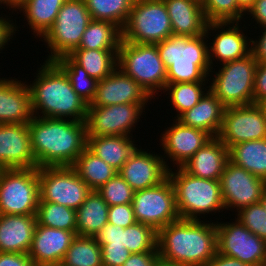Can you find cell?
I'll use <instances>...</instances> for the list:
<instances>
[{
    "mask_svg": "<svg viewBox=\"0 0 266 266\" xmlns=\"http://www.w3.org/2000/svg\"><path fill=\"white\" fill-rule=\"evenodd\" d=\"M36 75L33 83L27 84L33 116L85 122L88 103L73 90L67 75L54 61L43 62Z\"/></svg>",
    "mask_w": 266,
    "mask_h": 266,
    "instance_id": "obj_3",
    "label": "cell"
},
{
    "mask_svg": "<svg viewBox=\"0 0 266 266\" xmlns=\"http://www.w3.org/2000/svg\"><path fill=\"white\" fill-rule=\"evenodd\" d=\"M117 68L133 78L153 99L167 84V69L156 44L129 43L121 40ZM158 90V91H157Z\"/></svg>",
    "mask_w": 266,
    "mask_h": 266,
    "instance_id": "obj_6",
    "label": "cell"
},
{
    "mask_svg": "<svg viewBox=\"0 0 266 266\" xmlns=\"http://www.w3.org/2000/svg\"><path fill=\"white\" fill-rule=\"evenodd\" d=\"M208 22L244 21L245 13L235 0H201Z\"/></svg>",
    "mask_w": 266,
    "mask_h": 266,
    "instance_id": "obj_41",
    "label": "cell"
},
{
    "mask_svg": "<svg viewBox=\"0 0 266 266\" xmlns=\"http://www.w3.org/2000/svg\"><path fill=\"white\" fill-rule=\"evenodd\" d=\"M259 105H260V107H261V109H262V113H263V115H264V119H265V126H266V102L261 103V104H259Z\"/></svg>",
    "mask_w": 266,
    "mask_h": 266,
    "instance_id": "obj_58",
    "label": "cell"
},
{
    "mask_svg": "<svg viewBox=\"0 0 266 266\" xmlns=\"http://www.w3.org/2000/svg\"><path fill=\"white\" fill-rule=\"evenodd\" d=\"M26 0H1V4L5 5L9 11L13 9L16 10L23 2ZM11 8V9H10Z\"/></svg>",
    "mask_w": 266,
    "mask_h": 266,
    "instance_id": "obj_54",
    "label": "cell"
},
{
    "mask_svg": "<svg viewBox=\"0 0 266 266\" xmlns=\"http://www.w3.org/2000/svg\"><path fill=\"white\" fill-rule=\"evenodd\" d=\"M261 36L259 38H251V50L250 53L253 55V58L257 63L266 62V26L260 28ZM263 30V31H262Z\"/></svg>",
    "mask_w": 266,
    "mask_h": 266,
    "instance_id": "obj_51",
    "label": "cell"
},
{
    "mask_svg": "<svg viewBox=\"0 0 266 266\" xmlns=\"http://www.w3.org/2000/svg\"><path fill=\"white\" fill-rule=\"evenodd\" d=\"M256 60L250 53L244 58L226 62L219 67L218 72L212 68L209 77L213 78L209 90L225 107L253 104L254 80L257 66ZM213 72V73H212Z\"/></svg>",
    "mask_w": 266,
    "mask_h": 266,
    "instance_id": "obj_7",
    "label": "cell"
},
{
    "mask_svg": "<svg viewBox=\"0 0 266 266\" xmlns=\"http://www.w3.org/2000/svg\"><path fill=\"white\" fill-rule=\"evenodd\" d=\"M36 221L55 229H64L76 234V210L53 202L39 201Z\"/></svg>",
    "mask_w": 266,
    "mask_h": 266,
    "instance_id": "obj_37",
    "label": "cell"
},
{
    "mask_svg": "<svg viewBox=\"0 0 266 266\" xmlns=\"http://www.w3.org/2000/svg\"><path fill=\"white\" fill-rule=\"evenodd\" d=\"M91 20L85 0H66L52 27L42 37L50 50L44 61H55L78 48Z\"/></svg>",
    "mask_w": 266,
    "mask_h": 266,
    "instance_id": "obj_8",
    "label": "cell"
},
{
    "mask_svg": "<svg viewBox=\"0 0 266 266\" xmlns=\"http://www.w3.org/2000/svg\"><path fill=\"white\" fill-rule=\"evenodd\" d=\"M0 266H35L28 254L0 252Z\"/></svg>",
    "mask_w": 266,
    "mask_h": 266,
    "instance_id": "obj_49",
    "label": "cell"
},
{
    "mask_svg": "<svg viewBox=\"0 0 266 266\" xmlns=\"http://www.w3.org/2000/svg\"><path fill=\"white\" fill-rule=\"evenodd\" d=\"M248 18L254 19L256 26L262 28L266 26V0H255L253 6L248 10Z\"/></svg>",
    "mask_w": 266,
    "mask_h": 266,
    "instance_id": "obj_52",
    "label": "cell"
},
{
    "mask_svg": "<svg viewBox=\"0 0 266 266\" xmlns=\"http://www.w3.org/2000/svg\"><path fill=\"white\" fill-rule=\"evenodd\" d=\"M239 24L242 23L239 21L208 22L205 35L214 36L212 42L208 43L211 68L214 67L213 63L216 60L223 64L250 54L251 37L245 36L243 32L245 30H242L243 27Z\"/></svg>",
    "mask_w": 266,
    "mask_h": 266,
    "instance_id": "obj_17",
    "label": "cell"
},
{
    "mask_svg": "<svg viewBox=\"0 0 266 266\" xmlns=\"http://www.w3.org/2000/svg\"><path fill=\"white\" fill-rule=\"evenodd\" d=\"M85 2L92 19L112 22L122 30L134 0H85Z\"/></svg>",
    "mask_w": 266,
    "mask_h": 266,
    "instance_id": "obj_38",
    "label": "cell"
},
{
    "mask_svg": "<svg viewBox=\"0 0 266 266\" xmlns=\"http://www.w3.org/2000/svg\"><path fill=\"white\" fill-rule=\"evenodd\" d=\"M221 196L225 209L239 211L260 202L266 181L228 161L220 177Z\"/></svg>",
    "mask_w": 266,
    "mask_h": 266,
    "instance_id": "obj_16",
    "label": "cell"
},
{
    "mask_svg": "<svg viewBox=\"0 0 266 266\" xmlns=\"http://www.w3.org/2000/svg\"><path fill=\"white\" fill-rule=\"evenodd\" d=\"M173 35L194 37L206 32L208 21L201 0H164Z\"/></svg>",
    "mask_w": 266,
    "mask_h": 266,
    "instance_id": "obj_26",
    "label": "cell"
},
{
    "mask_svg": "<svg viewBox=\"0 0 266 266\" xmlns=\"http://www.w3.org/2000/svg\"><path fill=\"white\" fill-rule=\"evenodd\" d=\"M237 213L236 219L251 233L266 241V211L260 202L243 207Z\"/></svg>",
    "mask_w": 266,
    "mask_h": 266,
    "instance_id": "obj_43",
    "label": "cell"
},
{
    "mask_svg": "<svg viewBox=\"0 0 266 266\" xmlns=\"http://www.w3.org/2000/svg\"><path fill=\"white\" fill-rule=\"evenodd\" d=\"M66 0H26L16 10L23 12L33 35L42 38L52 27Z\"/></svg>",
    "mask_w": 266,
    "mask_h": 266,
    "instance_id": "obj_30",
    "label": "cell"
},
{
    "mask_svg": "<svg viewBox=\"0 0 266 266\" xmlns=\"http://www.w3.org/2000/svg\"><path fill=\"white\" fill-rule=\"evenodd\" d=\"M134 143L133 136L87 137V148L117 171L138 148Z\"/></svg>",
    "mask_w": 266,
    "mask_h": 266,
    "instance_id": "obj_28",
    "label": "cell"
},
{
    "mask_svg": "<svg viewBox=\"0 0 266 266\" xmlns=\"http://www.w3.org/2000/svg\"><path fill=\"white\" fill-rule=\"evenodd\" d=\"M132 206L136 221L157 231L180 219L174 186L169 177L158 185L135 191Z\"/></svg>",
    "mask_w": 266,
    "mask_h": 266,
    "instance_id": "obj_12",
    "label": "cell"
},
{
    "mask_svg": "<svg viewBox=\"0 0 266 266\" xmlns=\"http://www.w3.org/2000/svg\"><path fill=\"white\" fill-rule=\"evenodd\" d=\"M229 161L266 181V138L231 146Z\"/></svg>",
    "mask_w": 266,
    "mask_h": 266,
    "instance_id": "obj_31",
    "label": "cell"
},
{
    "mask_svg": "<svg viewBox=\"0 0 266 266\" xmlns=\"http://www.w3.org/2000/svg\"><path fill=\"white\" fill-rule=\"evenodd\" d=\"M32 118L27 83L16 78H0V124H28Z\"/></svg>",
    "mask_w": 266,
    "mask_h": 266,
    "instance_id": "obj_23",
    "label": "cell"
},
{
    "mask_svg": "<svg viewBox=\"0 0 266 266\" xmlns=\"http://www.w3.org/2000/svg\"><path fill=\"white\" fill-rule=\"evenodd\" d=\"M38 168L0 169V214L36 215Z\"/></svg>",
    "mask_w": 266,
    "mask_h": 266,
    "instance_id": "obj_10",
    "label": "cell"
},
{
    "mask_svg": "<svg viewBox=\"0 0 266 266\" xmlns=\"http://www.w3.org/2000/svg\"><path fill=\"white\" fill-rule=\"evenodd\" d=\"M96 191L109 206L132 204L135 192L119 173L108 180Z\"/></svg>",
    "mask_w": 266,
    "mask_h": 266,
    "instance_id": "obj_42",
    "label": "cell"
},
{
    "mask_svg": "<svg viewBox=\"0 0 266 266\" xmlns=\"http://www.w3.org/2000/svg\"><path fill=\"white\" fill-rule=\"evenodd\" d=\"M122 30L114 23L92 19L76 49L112 50L118 52Z\"/></svg>",
    "mask_w": 266,
    "mask_h": 266,
    "instance_id": "obj_32",
    "label": "cell"
},
{
    "mask_svg": "<svg viewBox=\"0 0 266 266\" xmlns=\"http://www.w3.org/2000/svg\"><path fill=\"white\" fill-rule=\"evenodd\" d=\"M225 109L221 101L210 90H207L193 108L182 113L178 118H174L184 126L201 129L212 137H217Z\"/></svg>",
    "mask_w": 266,
    "mask_h": 266,
    "instance_id": "obj_27",
    "label": "cell"
},
{
    "mask_svg": "<svg viewBox=\"0 0 266 266\" xmlns=\"http://www.w3.org/2000/svg\"><path fill=\"white\" fill-rule=\"evenodd\" d=\"M146 105L88 106L85 119L87 137L132 136Z\"/></svg>",
    "mask_w": 266,
    "mask_h": 266,
    "instance_id": "obj_13",
    "label": "cell"
},
{
    "mask_svg": "<svg viewBox=\"0 0 266 266\" xmlns=\"http://www.w3.org/2000/svg\"><path fill=\"white\" fill-rule=\"evenodd\" d=\"M153 266H183V265L177 264L175 262H170L159 257Z\"/></svg>",
    "mask_w": 266,
    "mask_h": 266,
    "instance_id": "obj_56",
    "label": "cell"
},
{
    "mask_svg": "<svg viewBox=\"0 0 266 266\" xmlns=\"http://www.w3.org/2000/svg\"><path fill=\"white\" fill-rule=\"evenodd\" d=\"M60 265L103 266L101 246L96 237L76 235Z\"/></svg>",
    "mask_w": 266,
    "mask_h": 266,
    "instance_id": "obj_35",
    "label": "cell"
},
{
    "mask_svg": "<svg viewBox=\"0 0 266 266\" xmlns=\"http://www.w3.org/2000/svg\"><path fill=\"white\" fill-rule=\"evenodd\" d=\"M263 266H266V245H265V255H264V262H263Z\"/></svg>",
    "mask_w": 266,
    "mask_h": 266,
    "instance_id": "obj_59",
    "label": "cell"
},
{
    "mask_svg": "<svg viewBox=\"0 0 266 266\" xmlns=\"http://www.w3.org/2000/svg\"><path fill=\"white\" fill-rule=\"evenodd\" d=\"M266 102V62L258 63L254 80V104Z\"/></svg>",
    "mask_w": 266,
    "mask_h": 266,
    "instance_id": "obj_47",
    "label": "cell"
},
{
    "mask_svg": "<svg viewBox=\"0 0 266 266\" xmlns=\"http://www.w3.org/2000/svg\"><path fill=\"white\" fill-rule=\"evenodd\" d=\"M103 266H122L132 254L125 246H101Z\"/></svg>",
    "mask_w": 266,
    "mask_h": 266,
    "instance_id": "obj_46",
    "label": "cell"
},
{
    "mask_svg": "<svg viewBox=\"0 0 266 266\" xmlns=\"http://www.w3.org/2000/svg\"><path fill=\"white\" fill-rule=\"evenodd\" d=\"M229 149L242 142L266 138L265 119L259 104L229 106L217 136Z\"/></svg>",
    "mask_w": 266,
    "mask_h": 266,
    "instance_id": "obj_15",
    "label": "cell"
},
{
    "mask_svg": "<svg viewBox=\"0 0 266 266\" xmlns=\"http://www.w3.org/2000/svg\"><path fill=\"white\" fill-rule=\"evenodd\" d=\"M159 257L158 252L133 253L122 266H153Z\"/></svg>",
    "mask_w": 266,
    "mask_h": 266,
    "instance_id": "obj_50",
    "label": "cell"
},
{
    "mask_svg": "<svg viewBox=\"0 0 266 266\" xmlns=\"http://www.w3.org/2000/svg\"><path fill=\"white\" fill-rule=\"evenodd\" d=\"M109 205L92 190L76 210V235L96 237L108 223Z\"/></svg>",
    "mask_w": 266,
    "mask_h": 266,
    "instance_id": "obj_29",
    "label": "cell"
},
{
    "mask_svg": "<svg viewBox=\"0 0 266 266\" xmlns=\"http://www.w3.org/2000/svg\"><path fill=\"white\" fill-rule=\"evenodd\" d=\"M76 234L37 223L28 255L35 266L60 265Z\"/></svg>",
    "mask_w": 266,
    "mask_h": 266,
    "instance_id": "obj_22",
    "label": "cell"
},
{
    "mask_svg": "<svg viewBox=\"0 0 266 266\" xmlns=\"http://www.w3.org/2000/svg\"><path fill=\"white\" fill-rule=\"evenodd\" d=\"M149 100L152 98L133 78L116 68L97 82L94 99L88 106L147 104Z\"/></svg>",
    "mask_w": 266,
    "mask_h": 266,
    "instance_id": "obj_19",
    "label": "cell"
},
{
    "mask_svg": "<svg viewBox=\"0 0 266 266\" xmlns=\"http://www.w3.org/2000/svg\"><path fill=\"white\" fill-rule=\"evenodd\" d=\"M204 266H250V265L236 258L220 254L217 251L216 255L212 259H210L209 262Z\"/></svg>",
    "mask_w": 266,
    "mask_h": 266,
    "instance_id": "obj_53",
    "label": "cell"
},
{
    "mask_svg": "<svg viewBox=\"0 0 266 266\" xmlns=\"http://www.w3.org/2000/svg\"><path fill=\"white\" fill-rule=\"evenodd\" d=\"M173 123L161 133L160 146H162L164 162L168 169L169 161L173 168L181 167L185 164L201 147H203L213 137L201 129L187 127L178 120H172ZM166 154V155H165ZM167 158V159H165ZM168 162H166V161Z\"/></svg>",
    "mask_w": 266,
    "mask_h": 266,
    "instance_id": "obj_18",
    "label": "cell"
},
{
    "mask_svg": "<svg viewBox=\"0 0 266 266\" xmlns=\"http://www.w3.org/2000/svg\"><path fill=\"white\" fill-rule=\"evenodd\" d=\"M28 127L38 168L72 166L87 148L85 122L33 116Z\"/></svg>",
    "mask_w": 266,
    "mask_h": 266,
    "instance_id": "obj_1",
    "label": "cell"
},
{
    "mask_svg": "<svg viewBox=\"0 0 266 266\" xmlns=\"http://www.w3.org/2000/svg\"><path fill=\"white\" fill-rule=\"evenodd\" d=\"M208 222L179 219L159 229L160 258L183 266L207 264L218 251L216 222Z\"/></svg>",
    "mask_w": 266,
    "mask_h": 266,
    "instance_id": "obj_2",
    "label": "cell"
},
{
    "mask_svg": "<svg viewBox=\"0 0 266 266\" xmlns=\"http://www.w3.org/2000/svg\"><path fill=\"white\" fill-rule=\"evenodd\" d=\"M39 201L77 210L92 191L71 166L38 168Z\"/></svg>",
    "mask_w": 266,
    "mask_h": 266,
    "instance_id": "obj_11",
    "label": "cell"
},
{
    "mask_svg": "<svg viewBox=\"0 0 266 266\" xmlns=\"http://www.w3.org/2000/svg\"><path fill=\"white\" fill-rule=\"evenodd\" d=\"M173 34L164 0H134L122 28V40L129 43L156 44Z\"/></svg>",
    "mask_w": 266,
    "mask_h": 266,
    "instance_id": "obj_9",
    "label": "cell"
},
{
    "mask_svg": "<svg viewBox=\"0 0 266 266\" xmlns=\"http://www.w3.org/2000/svg\"><path fill=\"white\" fill-rule=\"evenodd\" d=\"M228 161L229 149L218 137H213L181 168L194 177L220 180Z\"/></svg>",
    "mask_w": 266,
    "mask_h": 266,
    "instance_id": "obj_24",
    "label": "cell"
},
{
    "mask_svg": "<svg viewBox=\"0 0 266 266\" xmlns=\"http://www.w3.org/2000/svg\"><path fill=\"white\" fill-rule=\"evenodd\" d=\"M208 82H182L175 84H166L164 92L166 95H170L167 98L170 99L171 107L177 112L178 118L182 113L193 108L209 90V86H206ZM208 88V89H207ZM169 93V94H168ZM170 97V98H169Z\"/></svg>",
    "mask_w": 266,
    "mask_h": 266,
    "instance_id": "obj_36",
    "label": "cell"
},
{
    "mask_svg": "<svg viewBox=\"0 0 266 266\" xmlns=\"http://www.w3.org/2000/svg\"><path fill=\"white\" fill-rule=\"evenodd\" d=\"M36 225V215L0 214V252L28 254Z\"/></svg>",
    "mask_w": 266,
    "mask_h": 266,
    "instance_id": "obj_25",
    "label": "cell"
},
{
    "mask_svg": "<svg viewBox=\"0 0 266 266\" xmlns=\"http://www.w3.org/2000/svg\"><path fill=\"white\" fill-rule=\"evenodd\" d=\"M209 37L205 33L194 37L172 34L156 43L167 69V84L209 81L212 70L207 43L212 39Z\"/></svg>",
    "mask_w": 266,
    "mask_h": 266,
    "instance_id": "obj_4",
    "label": "cell"
},
{
    "mask_svg": "<svg viewBox=\"0 0 266 266\" xmlns=\"http://www.w3.org/2000/svg\"><path fill=\"white\" fill-rule=\"evenodd\" d=\"M158 231L147 224L136 222L125 228V247L132 254L158 252Z\"/></svg>",
    "mask_w": 266,
    "mask_h": 266,
    "instance_id": "obj_40",
    "label": "cell"
},
{
    "mask_svg": "<svg viewBox=\"0 0 266 266\" xmlns=\"http://www.w3.org/2000/svg\"><path fill=\"white\" fill-rule=\"evenodd\" d=\"M136 222L132 204L109 206L108 223L126 228Z\"/></svg>",
    "mask_w": 266,
    "mask_h": 266,
    "instance_id": "obj_44",
    "label": "cell"
},
{
    "mask_svg": "<svg viewBox=\"0 0 266 266\" xmlns=\"http://www.w3.org/2000/svg\"><path fill=\"white\" fill-rule=\"evenodd\" d=\"M237 6L246 14L253 6L255 0H235Z\"/></svg>",
    "mask_w": 266,
    "mask_h": 266,
    "instance_id": "obj_55",
    "label": "cell"
},
{
    "mask_svg": "<svg viewBox=\"0 0 266 266\" xmlns=\"http://www.w3.org/2000/svg\"><path fill=\"white\" fill-rule=\"evenodd\" d=\"M117 54L112 50L74 49L68 56L89 76L99 81L117 68Z\"/></svg>",
    "mask_w": 266,
    "mask_h": 266,
    "instance_id": "obj_33",
    "label": "cell"
},
{
    "mask_svg": "<svg viewBox=\"0 0 266 266\" xmlns=\"http://www.w3.org/2000/svg\"><path fill=\"white\" fill-rule=\"evenodd\" d=\"M38 168L28 124H0V169Z\"/></svg>",
    "mask_w": 266,
    "mask_h": 266,
    "instance_id": "obj_20",
    "label": "cell"
},
{
    "mask_svg": "<svg viewBox=\"0 0 266 266\" xmlns=\"http://www.w3.org/2000/svg\"><path fill=\"white\" fill-rule=\"evenodd\" d=\"M260 203L262 204L264 210L266 211V187L262 193V198L260 199Z\"/></svg>",
    "mask_w": 266,
    "mask_h": 266,
    "instance_id": "obj_57",
    "label": "cell"
},
{
    "mask_svg": "<svg viewBox=\"0 0 266 266\" xmlns=\"http://www.w3.org/2000/svg\"><path fill=\"white\" fill-rule=\"evenodd\" d=\"M16 25V22H13V19L10 20V18L6 14H0V51L5 49L8 42L11 41L10 39L13 40V35L17 33L16 31H19L17 30L18 26Z\"/></svg>",
    "mask_w": 266,
    "mask_h": 266,
    "instance_id": "obj_48",
    "label": "cell"
},
{
    "mask_svg": "<svg viewBox=\"0 0 266 266\" xmlns=\"http://www.w3.org/2000/svg\"><path fill=\"white\" fill-rule=\"evenodd\" d=\"M154 153L139 147L118 171L134 191L158 185L168 177L162 154Z\"/></svg>",
    "mask_w": 266,
    "mask_h": 266,
    "instance_id": "obj_21",
    "label": "cell"
},
{
    "mask_svg": "<svg viewBox=\"0 0 266 266\" xmlns=\"http://www.w3.org/2000/svg\"><path fill=\"white\" fill-rule=\"evenodd\" d=\"M96 239L100 246H124L125 228L107 223Z\"/></svg>",
    "mask_w": 266,
    "mask_h": 266,
    "instance_id": "obj_45",
    "label": "cell"
},
{
    "mask_svg": "<svg viewBox=\"0 0 266 266\" xmlns=\"http://www.w3.org/2000/svg\"><path fill=\"white\" fill-rule=\"evenodd\" d=\"M91 190H97L118 171L86 148L71 166Z\"/></svg>",
    "mask_w": 266,
    "mask_h": 266,
    "instance_id": "obj_34",
    "label": "cell"
},
{
    "mask_svg": "<svg viewBox=\"0 0 266 266\" xmlns=\"http://www.w3.org/2000/svg\"><path fill=\"white\" fill-rule=\"evenodd\" d=\"M233 221H216L218 252L250 266H263L266 241L251 233L236 217Z\"/></svg>",
    "mask_w": 266,
    "mask_h": 266,
    "instance_id": "obj_14",
    "label": "cell"
},
{
    "mask_svg": "<svg viewBox=\"0 0 266 266\" xmlns=\"http://www.w3.org/2000/svg\"><path fill=\"white\" fill-rule=\"evenodd\" d=\"M176 169V172L169 169L168 177L174 186L180 219L199 220L205 218L206 213L215 214L225 210L219 180L194 177L181 167Z\"/></svg>",
    "mask_w": 266,
    "mask_h": 266,
    "instance_id": "obj_5",
    "label": "cell"
},
{
    "mask_svg": "<svg viewBox=\"0 0 266 266\" xmlns=\"http://www.w3.org/2000/svg\"><path fill=\"white\" fill-rule=\"evenodd\" d=\"M67 75L73 90L88 104L94 99L96 93L97 80L68 55H64L54 61Z\"/></svg>",
    "mask_w": 266,
    "mask_h": 266,
    "instance_id": "obj_39",
    "label": "cell"
}]
</instances>
